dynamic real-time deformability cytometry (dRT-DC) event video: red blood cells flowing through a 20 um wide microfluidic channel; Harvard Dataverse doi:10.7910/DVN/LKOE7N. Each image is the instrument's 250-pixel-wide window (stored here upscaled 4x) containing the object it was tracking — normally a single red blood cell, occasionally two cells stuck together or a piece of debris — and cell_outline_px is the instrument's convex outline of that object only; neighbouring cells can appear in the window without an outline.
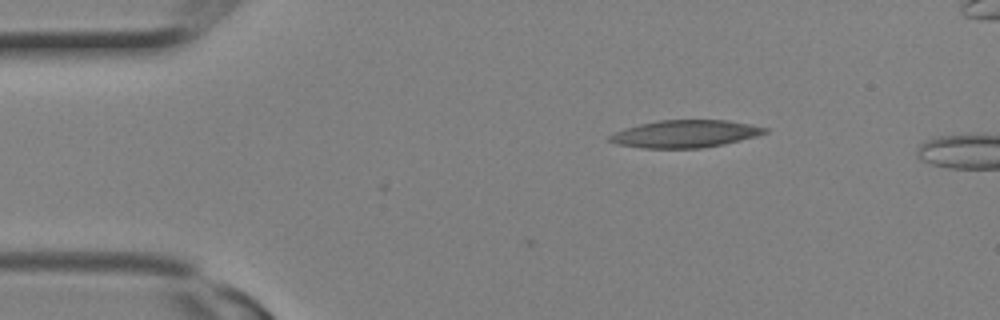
{"species": "Egyptian fruit bat (a non-hibernating species)", "species_latin": "Rousettus aegyptiacus", "temperature_condition": "room temperature", "stored_images_in_passage": 2, "camera_frame_rate_fps": 3000, "um_per_image_px": 0.085, "animal": {"sex": "female"}, "frame": {"image": 1, "passage_image": 2, "time_ms": 0.333, "image_size_px": [1000, 320], "cell_outline_px": [[768, 132], [756, 136], [724, 144], [700, 148], [644, 148], [616, 144], [608, 140], [608, 136], [624, 128], [640, 124], [660, 120], [728, 120], [768, 128]], "centroid_in_image_um": [58.23, 11.37], "position_along_channel_um": 26.8, "area_um2": 24.68}}